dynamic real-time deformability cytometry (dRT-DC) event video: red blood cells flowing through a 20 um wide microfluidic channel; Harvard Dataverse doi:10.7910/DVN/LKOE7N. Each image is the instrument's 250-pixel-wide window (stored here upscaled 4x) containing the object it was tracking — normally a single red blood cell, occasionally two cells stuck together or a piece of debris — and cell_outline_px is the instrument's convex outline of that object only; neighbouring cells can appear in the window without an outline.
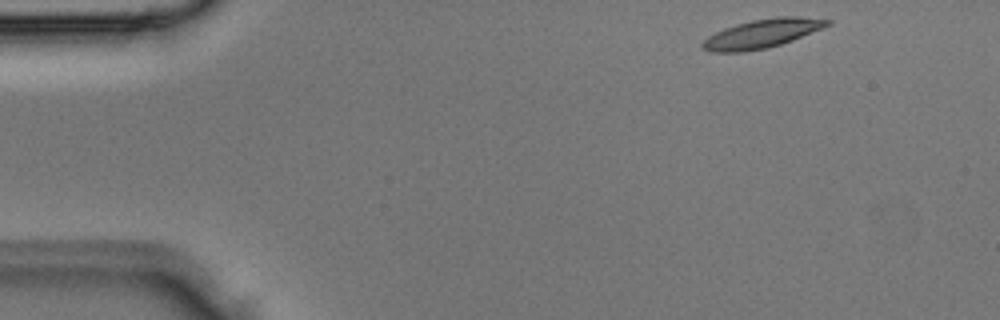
{"species": "Egyptian fruit bat (a non-hibernating species)", "species_latin": "Rousettus aegyptiacus", "temperature_condition": "room temperature", "stored_images_in_passage": 3, "camera_frame_rate_fps": 3000, "um_per_image_px": 0.085, "animal": {"sex": "male"}, "frame": {"image": 1, "passage_image": 1, "time_ms": 0.0, "image_size_px": [1000, 320], "cell_outline_px": [[832, 24], [792, 40], [768, 48], [744, 52], [708, 52], [700, 48], [700, 44], [708, 36], [724, 28], [736, 24], [752, 20], [776, 16], [796, 16], [832, 20]], "centroid_in_image_um": [64.74, 2.86], "position_along_channel_um": 20.3, "area_um2": 21.04}}